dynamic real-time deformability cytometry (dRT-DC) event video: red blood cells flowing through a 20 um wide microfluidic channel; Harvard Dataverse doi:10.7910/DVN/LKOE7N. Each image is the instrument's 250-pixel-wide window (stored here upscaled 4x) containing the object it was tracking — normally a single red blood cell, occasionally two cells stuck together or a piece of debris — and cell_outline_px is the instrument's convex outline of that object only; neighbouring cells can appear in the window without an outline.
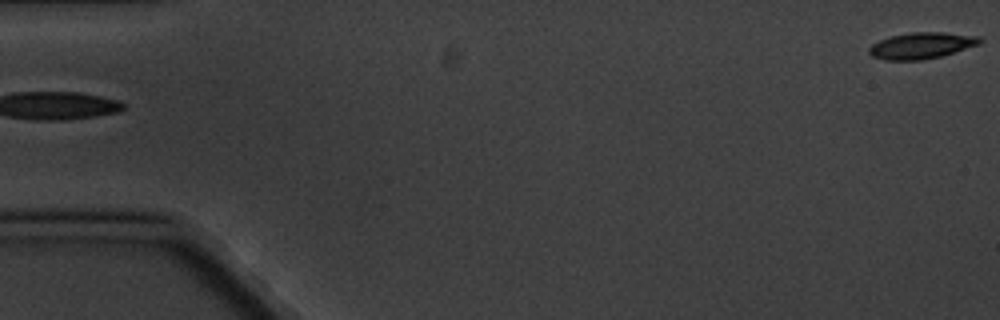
{"species": "common noctule bat (a hibernating species)", "species_latin": "Nyctalus noctula", "temperature_condition": "cold", "stored_images_in_passage": 2, "camera_frame_rate_fps": 3000, "um_per_image_px": 0.085, "animal": {"sex": "male", "body_mass_g": 20.1, "forearm_length_mm": 53.5}, "frame": {"image": 1, "passage_image": 2, "time_ms": 1.0, "image_size_px": [1000, 320], "cell_outline_px": [[984, 40], [980, 44], [940, 56], [920, 60], [888, 60], [872, 56], [868, 52], [868, 48], [872, 44], [880, 40], [892, 36], [912, 32], [944, 32], [980, 36]], "centroid_in_image_um": [78.35, 3.86], "position_along_channel_um": 6.6, "area_um2": 16.88}}